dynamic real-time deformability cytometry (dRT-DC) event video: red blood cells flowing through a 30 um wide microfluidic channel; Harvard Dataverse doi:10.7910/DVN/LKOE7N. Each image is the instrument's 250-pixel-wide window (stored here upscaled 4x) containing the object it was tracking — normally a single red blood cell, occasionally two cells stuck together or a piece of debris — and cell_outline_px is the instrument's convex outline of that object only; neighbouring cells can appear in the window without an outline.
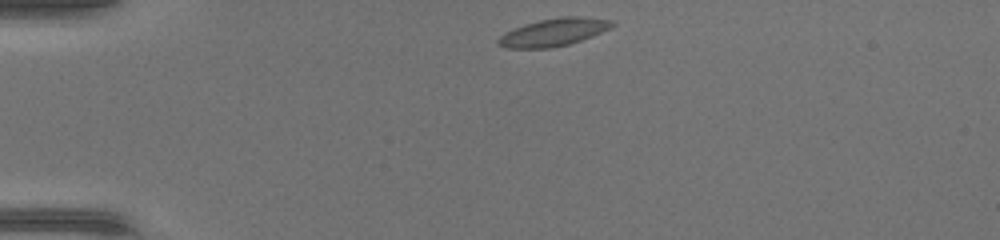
{"species": "common noctule bat (a hibernating species)", "species_latin": "Nyctalus noctula", "temperature_condition": "warm", "stored_images_in_passage": 37, "camera_frame_rate_fps": 3000, "um_per_image_px": 0.085, "animal": {"sex": "female", "body_mass_g": 17.0, "forearm_length_mm": 48.0}, "frame": {"image": 1, "passage_image": 1, "time_ms": 0.0, "image_size_px": [1000, 240], "cell_outline_px": [[616, 24], [592, 36], [568, 44], [548, 48], [508, 48], [496, 44], [496, 40], [504, 32], [524, 24], [540, 20], [560, 16], [580, 16], [616, 20]], "centroid_in_image_um": [47.04, 2.72], "position_along_channel_um": 38.0, "area_um2": 18.38}}
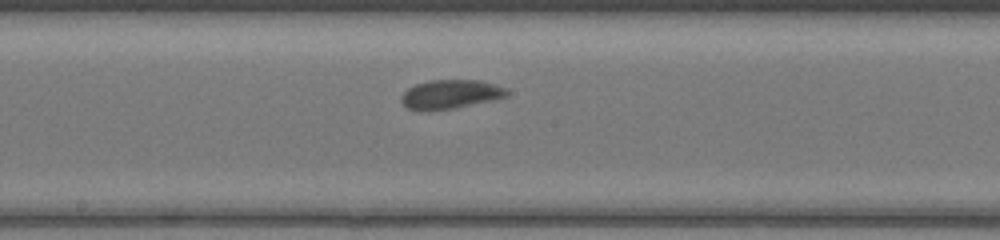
{"frame": {"image": 2, "passage_image": 16, "time_ms": 5.0, "image_size_px": [1000, 240], "cell_outline_px": [[508, 96], [496, 100], [456, 108], [428, 112], [420, 112], [408, 108], [400, 100], [400, 96], [408, 88], [416, 84], [428, 80], [480, 80], [504, 88], [508, 92]], "centroid_in_image_um": [38.25, 8.04], "position_along_channel_um": 209.9, "area_um2": 18.21}}
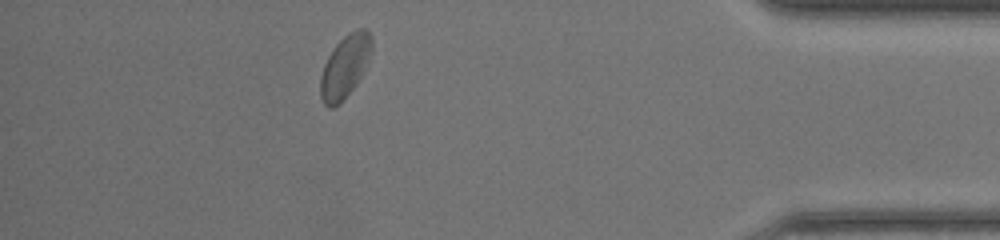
{"frame": {"image": 3, "passage_image": 32, "time_ms": 10.333, "image_size_px": [1000, 240], "cell_outline_px": [[372, 48], [360, 76], [356, 84], [332, 108], [328, 108], [324, 104], [320, 96], [320, 76], [324, 64], [332, 48], [348, 32], [356, 28], [368, 28], [372, 36]], "centroid_in_image_um": [29.3, 5.58], "position_along_channel_um": 405.9, "area_um2": 18.44}}